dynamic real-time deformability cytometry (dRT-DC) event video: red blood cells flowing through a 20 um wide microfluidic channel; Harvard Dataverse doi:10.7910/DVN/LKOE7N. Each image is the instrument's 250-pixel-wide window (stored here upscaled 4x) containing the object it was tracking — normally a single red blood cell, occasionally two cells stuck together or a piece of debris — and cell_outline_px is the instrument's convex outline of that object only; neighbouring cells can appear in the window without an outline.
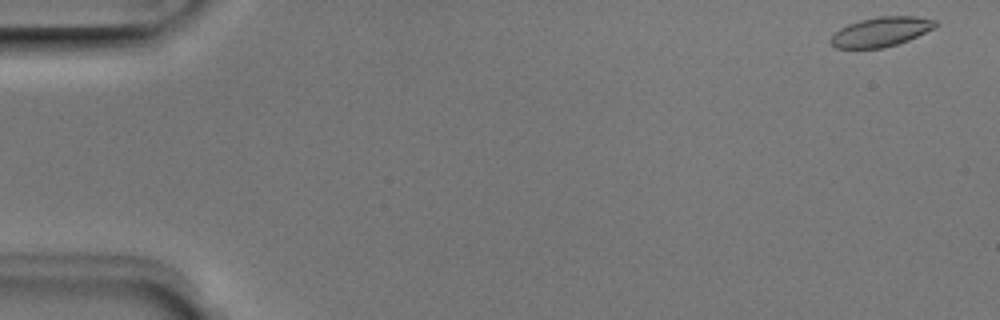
{"species": "Egyptian fruit bat (a non-hibernating species)", "species_latin": "Rousettus aegyptiacus", "temperature_condition": "room temperature", "stored_images_in_passage": 7, "camera_frame_rate_fps": 3000, "um_per_image_px": 0.085, "animal": {"sex": "male"}, "frame": {"image": 1, "passage_image": 1, "time_ms": 0.0, "image_size_px": [1000, 320], "cell_outline_px": [[936, 28], [908, 40], [884, 48], [836, 48], [828, 40], [840, 28], [848, 24], [860, 20], [880, 16], [916, 16], [936, 20]], "centroid_in_image_um": [74.9, 2.7], "position_along_channel_um": 10.1, "area_um2": 17.98}}
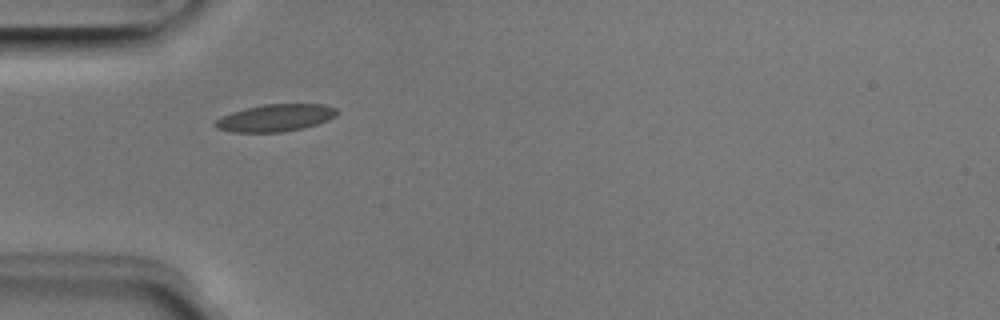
{"frame": {"image": 2, "passage_image": 5, "time_ms": 1.333, "image_size_px": [1000, 320], "cell_outline_px": [[340, 112], [336, 116], [328, 120], [304, 128], [280, 132], [232, 132], [216, 128], [212, 124], [216, 120], [232, 112], [264, 104], [324, 104], [336, 108]], "centroid_in_image_um": [23.44, 10.02], "position_along_channel_um": 61.6, "area_um2": 19.25}}
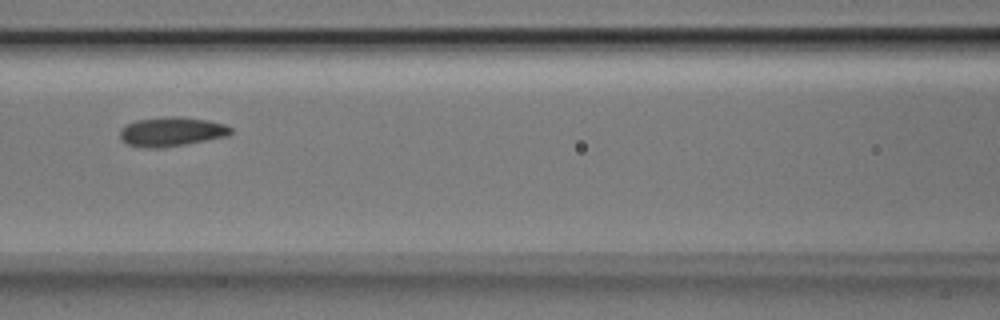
{"frame": {"image": 3, "passage_image": 7, "time_ms": 2.0, "image_size_px": [1000, 320], "cell_outline_px": [[232, 132], [228, 136], [188, 144], [160, 148], [148, 148], [128, 144], [120, 136], [120, 128], [136, 120], [164, 116], [180, 116], [208, 120], [224, 124], [232, 128]], "centroid_in_image_um": [14.61, 11.18], "position_along_channel_um": 152.0, "area_um2": 19.02}}